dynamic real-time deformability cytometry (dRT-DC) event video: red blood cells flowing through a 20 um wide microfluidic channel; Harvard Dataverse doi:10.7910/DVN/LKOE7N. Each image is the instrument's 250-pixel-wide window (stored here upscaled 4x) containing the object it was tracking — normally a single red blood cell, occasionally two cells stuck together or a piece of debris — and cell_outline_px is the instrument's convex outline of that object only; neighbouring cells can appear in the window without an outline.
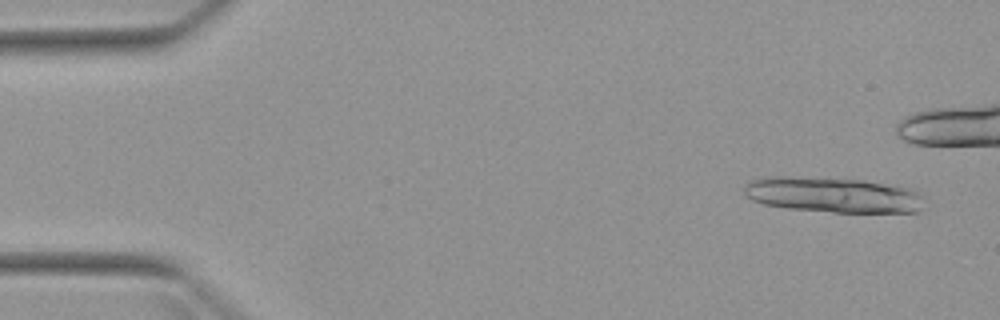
{"species": "Egyptian fruit bat (a non-hibernating species)", "species_latin": "Rousettus aegyptiacus", "temperature_condition": "warm", "stored_images_in_passage": 5, "camera_frame_rate_fps": 3000, "um_per_image_px": 0.085, "animal": {"sex": "female"}, "frame": {"image": 1, "passage_image": 1, "time_ms": 0.0, "image_size_px": [1000, 320], "cell_outline_px": [[924, 196], [920, 208], [916, 212], [832, 212], [788, 208], [764, 204], [752, 200], [744, 192], [744, 184], [752, 180], [764, 176], [788, 176], [864, 180], [912, 188]], "centroid_in_image_um": [70.79, 16.55], "position_along_channel_um": 14.2, "area_um2": 37.22}}